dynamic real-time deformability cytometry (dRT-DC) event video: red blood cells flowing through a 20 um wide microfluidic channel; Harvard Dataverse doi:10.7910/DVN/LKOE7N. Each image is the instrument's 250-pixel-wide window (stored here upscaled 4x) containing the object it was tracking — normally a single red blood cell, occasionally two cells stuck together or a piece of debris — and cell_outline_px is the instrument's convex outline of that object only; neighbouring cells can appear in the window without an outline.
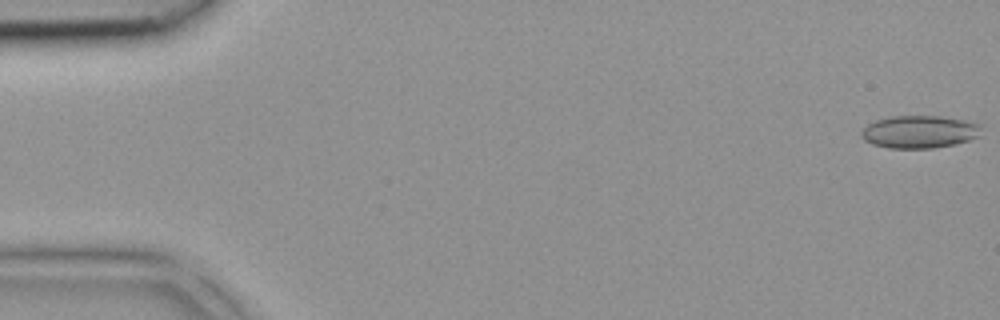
{"species": "common noctule bat (a hibernating species)", "species_latin": "Nyctalus noctula", "temperature_condition": "room temperature", "stored_images_in_passage": 39, "camera_frame_rate_fps": 3000, "um_per_image_px": 0.085, "animal": {"sex": "female", "body_mass_g": 18.4}, "frame": {"image": 1, "passage_image": 1, "time_ms": 0.0, "image_size_px": [1000, 320], "cell_outline_px": [[980, 136], [956, 144], [936, 148], [888, 148], [872, 144], [864, 140], [860, 136], [860, 132], [868, 124], [876, 120], [892, 116], [940, 116], [964, 120], [980, 124]], "centroid_in_image_um": [78.14, 11.21], "position_along_channel_um": 6.9, "area_um2": 22.89}}
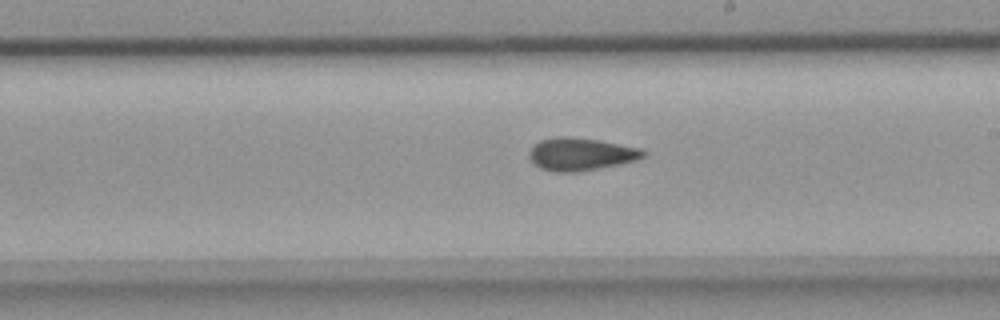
{"frame": {"image": 2, "passage_image": 24, "time_ms": 7.667, "image_size_px": [1000, 320], "cell_outline_px": [[648, 152], [644, 156], [636, 160], [620, 164], [580, 172], [552, 172], [540, 168], [528, 156], [528, 152], [540, 140], [560, 136], [564, 136], [600, 140], [640, 148]], "centroid_in_image_um": [49.38, 13.11], "position_along_channel_um": 239.6, "area_um2": 21.73}}
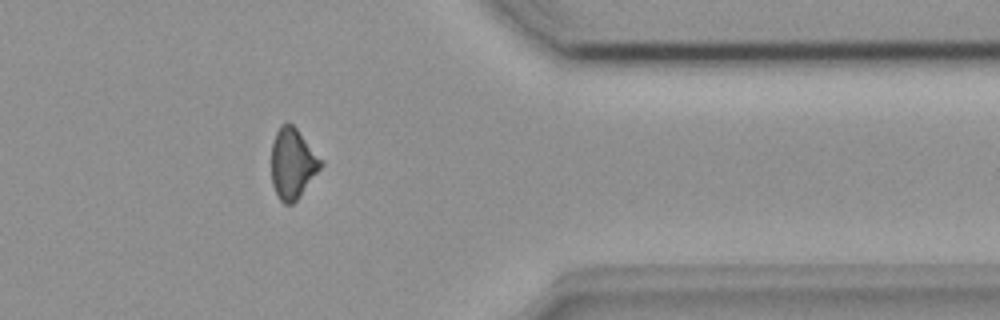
{"frame": {"image": 3, "passage_image": 34, "time_ms": 11.0, "image_size_px": [1000, 320], "cell_outline_px": [[324, 164], [300, 196], [292, 204], [284, 204], [280, 200], [272, 184], [272, 144], [276, 132], [280, 124], [288, 120], [296, 128], [324, 160]], "centroid_in_image_um": [24.89, 13.87], "position_along_channel_um": 386.5, "area_um2": 20.46}}